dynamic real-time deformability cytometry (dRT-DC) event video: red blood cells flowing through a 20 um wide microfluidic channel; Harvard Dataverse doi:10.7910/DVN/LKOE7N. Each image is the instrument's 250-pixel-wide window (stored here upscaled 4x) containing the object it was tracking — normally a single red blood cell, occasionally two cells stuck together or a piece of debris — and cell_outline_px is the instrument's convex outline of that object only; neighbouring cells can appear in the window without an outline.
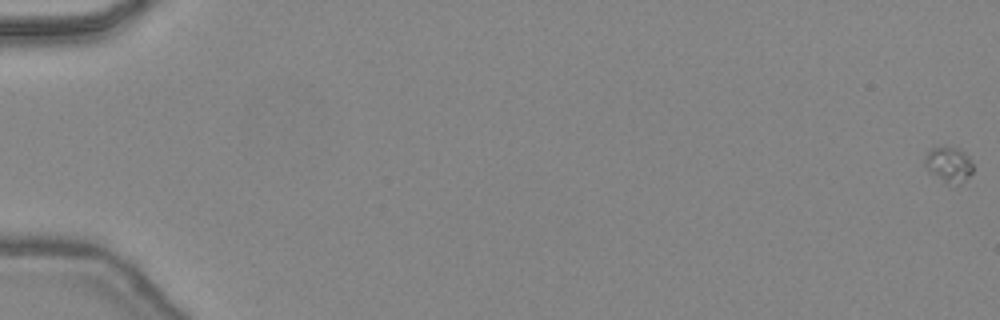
{"species": "common noctule bat (a hibernating species)", "species_latin": "Nyctalus noctula", "temperature_condition": "warm", "stored_images_in_passage": 41, "camera_frame_rate_fps": 3000, "um_per_image_px": 0.085, "animal": {"sex": "female", "body_mass_g": 24.6, "forearm_length_mm": 56.2}, "frame": {"image": 1, "passage_image": 1, "time_ms": 0.0, "image_size_px": [1000, 320], "cell_outline_px": [[972, 172], [960, 184], [944, 184], [924, 164], [924, 160], [928, 152], [932, 148], [944, 144], [960, 148], [968, 156], [972, 164]], "centroid_in_image_um": [80.65, 13.94], "position_along_channel_um": 4.4, "area_um2": 10.06}}